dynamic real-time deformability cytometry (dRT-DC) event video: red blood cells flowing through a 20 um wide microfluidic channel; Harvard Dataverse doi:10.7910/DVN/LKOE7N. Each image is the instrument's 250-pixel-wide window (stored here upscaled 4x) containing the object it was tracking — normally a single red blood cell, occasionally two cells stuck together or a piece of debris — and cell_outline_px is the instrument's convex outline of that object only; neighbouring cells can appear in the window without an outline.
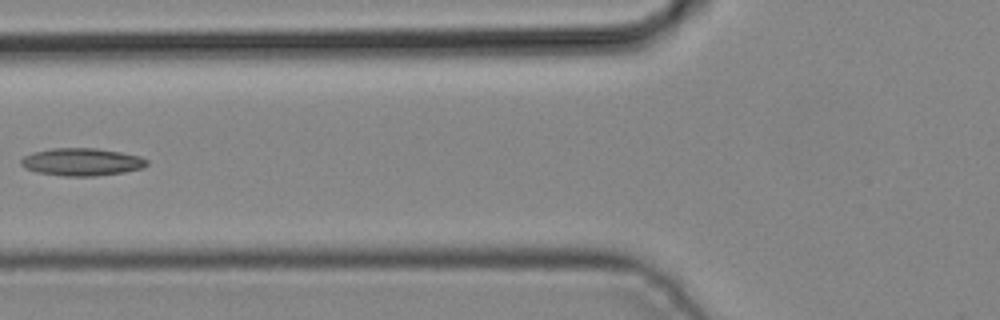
{"species": "common noctule bat (a hibernating species)", "species_latin": "Nyctalus noctula", "temperature_condition": "cold", "stored_images_in_passage": 6, "camera_frame_rate_fps": 3000, "um_per_image_px": 0.085, "animal": {"sex": "male", "body_mass_g": 19.2, "forearm_length_mm": 51.8}, "frame": {"image": 1, "passage_image": 6, "time_ms": 1.667, "image_size_px": [1000, 320], "cell_outline_px": [[148, 164], [144, 168], [124, 172], [92, 176], [64, 176], [36, 172], [24, 168], [20, 164], [20, 160], [24, 156], [32, 152], [52, 148], [96, 148], [120, 152], [140, 156], [148, 160]], "centroid_in_image_um": [6.94, 13.76], "position_along_channel_um": 118.9, "area_um2": 20.35}}